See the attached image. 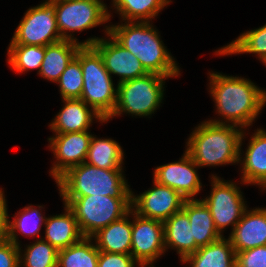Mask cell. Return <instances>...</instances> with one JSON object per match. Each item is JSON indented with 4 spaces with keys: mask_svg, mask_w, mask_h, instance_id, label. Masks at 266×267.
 <instances>
[{
    "mask_svg": "<svg viewBox=\"0 0 266 267\" xmlns=\"http://www.w3.org/2000/svg\"><path fill=\"white\" fill-rule=\"evenodd\" d=\"M168 77L148 73L145 76L130 79L117 86L116 107L109 118L127 112L138 116L153 113L163 98V80Z\"/></svg>",
    "mask_w": 266,
    "mask_h": 267,
    "instance_id": "cell-7",
    "label": "cell"
},
{
    "mask_svg": "<svg viewBox=\"0 0 266 267\" xmlns=\"http://www.w3.org/2000/svg\"><path fill=\"white\" fill-rule=\"evenodd\" d=\"M129 213H133V210L92 236L97 240L96 247L99 252L131 254L132 222L127 219Z\"/></svg>",
    "mask_w": 266,
    "mask_h": 267,
    "instance_id": "cell-19",
    "label": "cell"
},
{
    "mask_svg": "<svg viewBox=\"0 0 266 267\" xmlns=\"http://www.w3.org/2000/svg\"><path fill=\"white\" fill-rule=\"evenodd\" d=\"M182 262H189L192 267H236V253L229 238L221 237L200 247Z\"/></svg>",
    "mask_w": 266,
    "mask_h": 267,
    "instance_id": "cell-22",
    "label": "cell"
},
{
    "mask_svg": "<svg viewBox=\"0 0 266 267\" xmlns=\"http://www.w3.org/2000/svg\"><path fill=\"white\" fill-rule=\"evenodd\" d=\"M63 99H80L83 89V73L80 61L74 57L57 81Z\"/></svg>",
    "mask_w": 266,
    "mask_h": 267,
    "instance_id": "cell-31",
    "label": "cell"
},
{
    "mask_svg": "<svg viewBox=\"0 0 266 267\" xmlns=\"http://www.w3.org/2000/svg\"><path fill=\"white\" fill-rule=\"evenodd\" d=\"M86 163L103 169H122L123 151L112 139H96L92 136Z\"/></svg>",
    "mask_w": 266,
    "mask_h": 267,
    "instance_id": "cell-25",
    "label": "cell"
},
{
    "mask_svg": "<svg viewBox=\"0 0 266 267\" xmlns=\"http://www.w3.org/2000/svg\"><path fill=\"white\" fill-rule=\"evenodd\" d=\"M229 240L235 253L266 245V209L245 211Z\"/></svg>",
    "mask_w": 266,
    "mask_h": 267,
    "instance_id": "cell-16",
    "label": "cell"
},
{
    "mask_svg": "<svg viewBox=\"0 0 266 267\" xmlns=\"http://www.w3.org/2000/svg\"><path fill=\"white\" fill-rule=\"evenodd\" d=\"M59 41L62 38L57 28L54 6L48 0L26 12L10 45L47 46Z\"/></svg>",
    "mask_w": 266,
    "mask_h": 267,
    "instance_id": "cell-9",
    "label": "cell"
},
{
    "mask_svg": "<svg viewBox=\"0 0 266 267\" xmlns=\"http://www.w3.org/2000/svg\"><path fill=\"white\" fill-rule=\"evenodd\" d=\"M245 52L258 54L263 63L266 61V25L243 33L232 43L217 51L221 55Z\"/></svg>",
    "mask_w": 266,
    "mask_h": 267,
    "instance_id": "cell-27",
    "label": "cell"
},
{
    "mask_svg": "<svg viewBox=\"0 0 266 267\" xmlns=\"http://www.w3.org/2000/svg\"><path fill=\"white\" fill-rule=\"evenodd\" d=\"M237 127L219 120L206 121L194 130L186 152L198 167L239 162L244 135Z\"/></svg>",
    "mask_w": 266,
    "mask_h": 267,
    "instance_id": "cell-3",
    "label": "cell"
},
{
    "mask_svg": "<svg viewBox=\"0 0 266 267\" xmlns=\"http://www.w3.org/2000/svg\"><path fill=\"white\" fill-rule=\"evenodd\" d=\"M45 52L46 46L10 45L8 63L19 73L37 68L40 71Z\"/></svg>",
    "mask_w": 266,
    "mask_h": 267,
    "instance_id": "cell-28",
    "label": "cell"
},
{
    "mask_svg": "<svg viewBox=\"0 0 266 267\" xmlns=\"http://www.w3.org/2000/svg\"><path fill=\"white\" fill-rule=\"evenodd\" d=\"M122 169H103L86 163L70 168L56 182L61 196L131 197Z\"/></svg>",
    "mask_w": 266,
    "mask_h": 267,
    "instance_id": "cell-4",
    "label": "cell"
},
{
    "mask_svg": "<svg viewBox=\"0 0 266 267\" xmlns=\"http://www.w3.org/2000/svg\"><path fill=\"white\" fill-rule=\"evenodd\" d=\"M92 237H82L73 245L59 250L57 267H98L99 250L90 244Z\"/></svg>",
    "mask_w": 266,
    "mask_h": 267,
    "instance_id": "cell-26",
    "label": "cell"
},
{
    "mask_svg": "<svg viewBox=\"0 0 266 267\" xmlns=\"http://www.w3.org/2000/svg\"><path fill=\"white\" fill-rule=\"evenodd\" d=\"M211 94L216 101L217 112L236 126H248L265 106L266 92L251 81L210 73Z\"/></svg>",
    "mask_w": 266,
    "mask_h": 267,
    "instance_id": "cell-1",
    "label": "cell"
},
{
    "mask_svg": "<svg viewBox=\"0 0 266 267\" xmlns=\"http://www.w3.org/2000/svg\"><path fill=\"white\" fill-rule=\"evenodd\" d=\"M111 40L91 38L82 43V46H92L101 56L104 67L111 74L120 76L119 83L139 78L148 74L138 58L122 47L106 29Z\"/></svg>",
    "mask_w": 266,
    "mask_h": 267,
    "instance_id": "cell-11",
    "label": "cell"
},
{
    "mask_svg": "<svg viewBox=\"0 0 266 267\" xmlns=\"http://www.w3.org/2000/svg\"><path fill=\"white\" fill-rule=\"evenodd\" d=\"M66 214L45 218V240L58 251L78 242L81 234L73 212L65 205Z\"/></svg>",
    "mask_w": 266,
    "mask_h": 267,
    "instance_id": "cell-21",
    "label": "cell"
},
{
    "mask_svg": "<svg viewBox=\"0 0 266 267\" xmlns=\"http://www.w3.org/2000/svg\"><path fill=\"white\" fill-rule=\"evenodd\" d=\"M65 106L58 113L54 121L50 124L55 133H70L86 131L91 122L92 116L105 122L98 113L92 112L81 99H63ZM93 114V115H92Z\"/></svg>",
    "mask_w": 266,
    "mask_h": 267,
    "instance_id": "cell-17",
    "label": "cell"
},
{
    "mask_svg": "<svg viewBox=\"0 0 266 267\" xmlns=\"http://www.w3.org/2000/svg\"><path fill=\"white\" fill-rule=\"evenodd\" d=\"M20 248L10 240L0 242V267H20Z\"/></svg>",
    "mask_w": 266,
    "mask_h": 267,
    "instance_id": "cell-34",
    "label": "cell"
},
{
    "mask_svg": "<svg viewBox=\"0 0 266 267\" xmlns=\"http://www.w3.org/2000/svg\"><path fill=\"white\" fill-rule=\"evenodd\" d=\"M55 135L56 137L49 138V142L59 160L51 170V175L57 181L70 168L85 162L92 135L87 130Z\"/></svg>",
    "mask_w": 266,
    "mask_h": 267,
    "instance_id": "cell-14",
    "label": "cell"
},
{
    "mask_svg": "<svg viewBox=\"0 0 266 267\" xmlns=\"http://www.w3.org/2000/svg\"><path fill=\"white\" fill-rule=\"evenodd\" d=\"M243 160V183H254L266 188V132L257 130Z\"/></svg>",
    "mask_w": 266,
    "mask_h": 267,
    "instance_id": "cell-23",
    "label": "cell"
},
{
    "mask_svg": "<svg viewBox=\"0 0 266 267\" xmlns=\"http://www.w3.org/2000/svg\"><path fill=\"white\" fill-rule=\"evenodd\" d=\"M155 187L145 191L140 196L131 194V207L136 208L137 215L164 222L180 211L186 200L172 188L154 181Z\"/></svg>",
    "mask_w": 266,
    "mask_h": 267,
    "instance_id": "cell-13",
    "label": "cell"
},
{
    "mask_svg": "<svg viewBox=\"0 0 266 267\" xmlns=\"http://www.w3.org/2000/svg\"><path fill=\"white\" fill-rule=\"evenodd\" d=\"M117 11L121 13L124 20L134 21L138 19L147 20L156 16L158 12L167 5L169 0H113Z\"/></svg>",
    "mask_w": 266,
    "mask_h": 267,
    "instance_id": "cell-29",
    "label": "cell"
},
{
    "mask_svg": "<svg viewBox=\"0 0 266 267\" xmlns=\"http://www.w3.org/2000/svg\"><path fill=\"white\" fill-rule=\"evenodd\" d=\"M135 262L131 254L100 252L98 267H134Z\"/></svg>",
    "mask_w": 266,
    "mask_h": 267,
    "instance_id": "cell-35",
    "label": "cell"
},
{
    "mask_svg": "<svg viewBox=\"0 0 266 267\" xmlns=\"http://www.w3.org/2000/svg\"><path fill=\"white\" fill-rule=\"evenodd\" d=\"M163 224L165 248L169 245L177 248L182 261L200 248L195 243L189 217L183 209L173 214Z\"/></svg>",
    "mask_w": 266,
    "mask_h": 267,
    "instance_id": "cell-18",
    "label": "cell"
},
{
    "mask_svg": "<svg viewBox=\"0 0 266 267\" xmlns=\"http://www.w3.org/2000/svg\"><path fill=\"white\" fill-rule=\"evenodd\" d=\"M58 252L47 241L41 239L28 246L23 262L25 267H57Z\"/></svg>",
    "mask_w": 266,
    "mask_h": 267,
    "instance_id": "cell-32",
    "label": "cell"
},
{
    "mask_svg": "<svg viewBox=\"0 0 266 267\" xmlns=\"http://www.w3.org/2000/svg\"><path fill=\"white\" fill-rule=\"evenodd\" d=\"M73 212L83 237H92L100 229L121 219L131 207V197L105 195L62 196Z\"/></svg>",
    "mask_w": 266,
    "mask_h": 267,
    "instance_id": "cell-6",
    "label": "cell"
},
{
    "mask_svg": "<svg viewBox=\"0 0 266 267\" xmlns=\"http://www.w3.org/2000/svg\"><path fill=\"white\" fill-rule=\"evenodd\" d=\"M109 34L135 55L148 73L165 77L178 76L179 68L148 22L130 21V24L111 26Z\"/></svg>",
    "mask_w": 266,
    "mask_h": 267,
    "instance_id": "cell-2",
    "label": "cell"
},
{
    "mask_svg": "<svg viewBox=\"0 0 266 267\" xmlns=\"http://www.w3.org/2000/svg\"><path fill=\"white\" fill-rule=\"evenodd\" d=\"M236 267H266V245L237 252Z\"/></svg>",
    "mask_w": 266,
    "mask_h": 267,
    "instance_id": "cell-33",
    "label": "cell"
},
{
    "mask_svg": "<svg viewBox=\"0 0 266 267\" xmlns=\"http://www.w3.org/2000/svg\"><path fill=\"white\" fill-rule=\"evenodd\" d=\"M81 46L82 43L69 40L47 45L39 74L43 78L57 82Z\"/></svg>",
    "mask_w": 266,
    "mask_h": 267,
    "instance_id": "cell-24",
    "label": "cell"
},
{
    "mask_svg": "<svg viewBox=\"0 0 266 267\" xmlns=\"http://www.w3.org/2000/svg\"><path fill=\"white\" fill-rule=\"evenodd\" d=\"M196 166L198 165L185 151L179 162L157 167L154 172V181L172 188L186 200H191V197L201 190L200 179L194 169Z\"/></svg>",
    "mask_w": 266,
    "mask_h": 267,
    "instance_id": "cell-15",
    "label": "cell"
},
{
    "mask_svg": "<svg viewBox=\"0 0 266 267\" xmlns=\"http://www.w3.org/2000/svg\"><path fill=\"white\" fill-rule=\"evenodd\" d=\"M212 178L210 197L202 201L209 208L215 228L221 234V230L230 224L234 228L247 210L235 184L223 182L216 176Z\"/></svg>",
    "mask_w": 266,
    "mask_h": 267,
    "instance_id": "cell-10",
    "label": "cell"
},
{
    "mask_svg": "<svg viewBox=\"0 0 266 267\" xmlns=\"http://www.w3.org/2000/svg\"><path fill=\"white\" fill-rule=\"evenodd\" d=\"M55 10L57 28L62 40L77 42L65 31H82L109 20L110 14L100 0H49Z\"/></svg>",
    "mask_w": 266,
    "mask_h": 267,
    "instance_id": "cell-8",
    "label": "cell"
},
{
    "mask_svg": "<svg viewBox=\"0 0 266 267\" xmlns=\"http://www.w3.org/2000/svg\"><path fill=\"white\" fill-rule=\"evenodd\" d=\"M33 215L35 217H33ZM15 217L17 218H15L14 221H12L11 223L9 222L8 240H10L12 243H14L17 246H19V244L17 242V238H16L17 236L15 234L16 230H19L22 234H25L26 236L27 235L37 236L39 235V231L41 228L40 222L46 221V219H44L41 216V213L39 212V210H36L31 206L25 207L23 209V212L21 213L19 212L17 216ZM34 219H37V220H34ZM30 224L32 226H29Z\"/></svg>",
    "mask_w": 266,
    "mask_h": 267,
    "instance_id": "cell-30",
    "label": "cell"
},
{
    "mask_svg": "<svg viewBox=\"0 0 266 267\" xmlns=\"http://www.w3.org/2000/svg\"><path fill=\"white\" fill-rule=\"evenodd\" d=\"M3 192H0V242L8 239L9 220Z\"/></svg>",
    "mask_w": 266,
    "mask_h": 267,
    "instance_id": "cell-36",
    "label": "cell"
},
{
    "mask_svg": "<svg viewBox=\"0 0 266 267\" xmlns=\"http://www.w3.org/2000/svg\"><path fill=\"white\" fill-rule=\"evenodd\" d=\"M83 73V89L80 99L89 104L92 112L105 121L112 115L118 90L113 87L110 73L106 70L100 54L92 46H81L75 56Z\"/></svg>",
    "mask_w": 266,
    "mask_h": 267,
    "instance_id": "cell-5",
    "label": "cell"
},
{
    "mask_svg": "<svg viewBox=\"0 0 266 267\" xmlns=\"http://www.w3.org/2000/svg\"><path fill=\"white\" fill-rule=\"evenodd\" d=\"M132 223L131 255L144 267L152 264L165 251L164 224L155 219L143 218L136 213Z\"/></svg>",
    "mask_w": 266,
    "mask_h": 267,
    "instance_id": "cell-12",
    "label": "cell"
},
{
    "mask_svg": "<svg viewBox=\"0 0 266 267\" xmlns=\"http://www.w3.org/2000/svg\"><path fill=\"white\" fill-rule=\"evenodd\" d=\"M182 209L187 213L191 225L195 243L199 246H206L222 235L215 228L209 208L202 200H185Z\"/></svg>",
    "mask_w": 266,
    "mask_h": 267,
    "instance_id": "cell-20",
    "label": "cell"
}]
</instances>
